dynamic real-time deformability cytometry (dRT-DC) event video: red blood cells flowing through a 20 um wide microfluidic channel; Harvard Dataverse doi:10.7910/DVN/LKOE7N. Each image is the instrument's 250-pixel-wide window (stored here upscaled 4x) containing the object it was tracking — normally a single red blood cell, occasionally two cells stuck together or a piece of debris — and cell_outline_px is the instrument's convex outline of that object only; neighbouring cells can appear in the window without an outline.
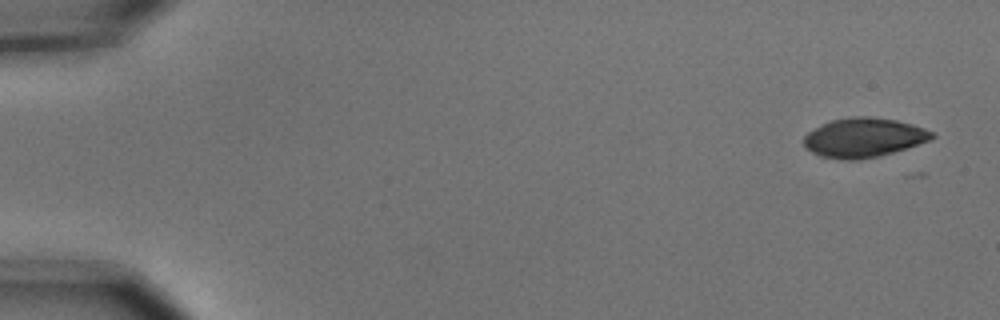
{"species": "common noctule bat (a hibernating species)", "species_latin": "Nyctalus noctula", "temperature_condition": "cold", "stored_images_in_passage": 6, "camera_frame_rate_fps": 3000, "um_per_image_px": 0.085, "animal": {"sex": "male", "body_mass_g": 15.6}, "frame": {"image": 1, "passage_image": 1, "time_ms": 0.0, "image_size_px": [1000, 320], "cell_outline_px": [[936, 136], [928, 140], [880, 156], [856, 160], [844, 160], [820, 156], [812, 152], [804, 144], [804, 136], [808, 132], [832, 120], [856, 116], [868, 116], [896, 120], [912, 124], [924, 128], [932, 132]], "centroid_in_image_um": [73.4, 11.7], "position_along_channel_um": 11.6, "area_um2": 28.9}}
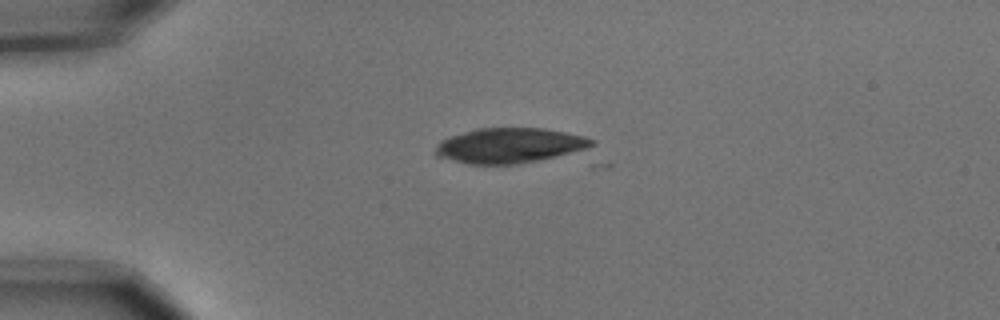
{"frame": {"image": 2, "passage_image": 4, "time_ms": 1.0, "image_size_px": [1000, 320], "cell_outline_px": [[596, 144], [584, 148], [556, 156], [520, 164], [468, 164], [436, 156], [432, 152], [436, 144], [440, 140], [476, 128], [544, 128], [584, 136], [596, 140]], "centroid_in_image_um": [43.26, 12.37], "position_along_channel_um": 41.7, "area_um2": 31.85}}